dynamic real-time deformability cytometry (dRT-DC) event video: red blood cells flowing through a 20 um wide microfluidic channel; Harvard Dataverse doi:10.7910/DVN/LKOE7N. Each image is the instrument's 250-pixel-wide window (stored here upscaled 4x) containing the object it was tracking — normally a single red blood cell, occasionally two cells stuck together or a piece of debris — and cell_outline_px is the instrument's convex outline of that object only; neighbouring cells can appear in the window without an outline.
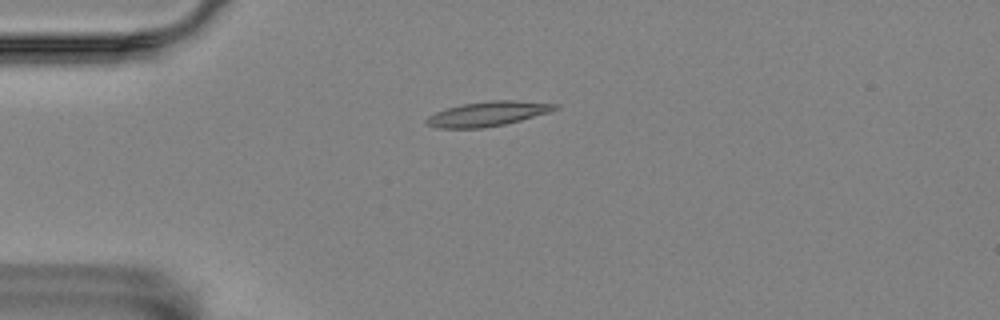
{"species": "Egyptian fruit bat (a non-hibernating species)", "species_latin": "Rousettus aegyptiacus", "temperature_condition": "room temperature", "stored_images_in_passage": 3, "camera_frame_rate_fps": 3000, "um_per_image_px": 0.085, "animal": {"sex": "female"}, "frame": {"image": 1, "passage_image": 3, "time_ms": 0.667, "image_size_px": [1000, 320], "cell_outline_px": [[560, 108], [548, 112], [520, 120], [504, 124], [484, 128], [436, 128], [424, 124], [424, 120], [428, 116], [436, 112], [460, 104], [488, 100], [516, 100], [560, 104]], "centroid_in_image_um": [41.43, 9.67], "position_along_channel_um": 43.6, "area_um2": 18.61}}